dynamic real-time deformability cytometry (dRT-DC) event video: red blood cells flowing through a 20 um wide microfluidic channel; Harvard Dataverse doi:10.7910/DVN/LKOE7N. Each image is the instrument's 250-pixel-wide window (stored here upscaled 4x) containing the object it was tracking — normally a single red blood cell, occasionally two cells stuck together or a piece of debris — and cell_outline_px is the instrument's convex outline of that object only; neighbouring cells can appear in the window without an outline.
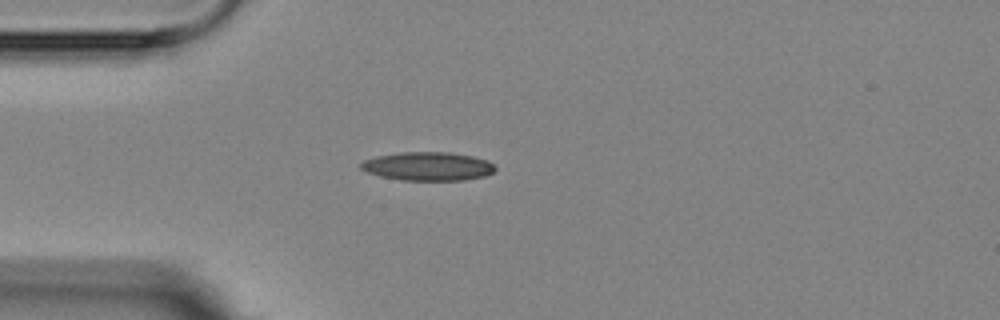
{"species": "Egyptian fruit bat (a non-hibernating species)", "species_latin": "Rousettus aegyptiacus", "temperature_condition": "room temperature", "stored_images_in_passage": 5, "camera_frame_rate_fps": 3000, "um_per_image_px": 0.085, "animal": {"sex": "female"}, "frame": {"image": 1, "passage_image": 5, "time_ms": 4.667, "image_size_px": [1000, 320], "cell_outline_px": [[496, 168], [492, 172], [484, 176], [464, 180], [400, 180], [380, 176], [368, 172], [360, 168], [360, 164], [364, 160], [376, 156], [400, 152], [448, 152], [472, 156], [488, 160]], "centroid_in_image_um": [36.36, 14.13], "position_along_channel_um": 48.6, "area_um2": 22.31}}